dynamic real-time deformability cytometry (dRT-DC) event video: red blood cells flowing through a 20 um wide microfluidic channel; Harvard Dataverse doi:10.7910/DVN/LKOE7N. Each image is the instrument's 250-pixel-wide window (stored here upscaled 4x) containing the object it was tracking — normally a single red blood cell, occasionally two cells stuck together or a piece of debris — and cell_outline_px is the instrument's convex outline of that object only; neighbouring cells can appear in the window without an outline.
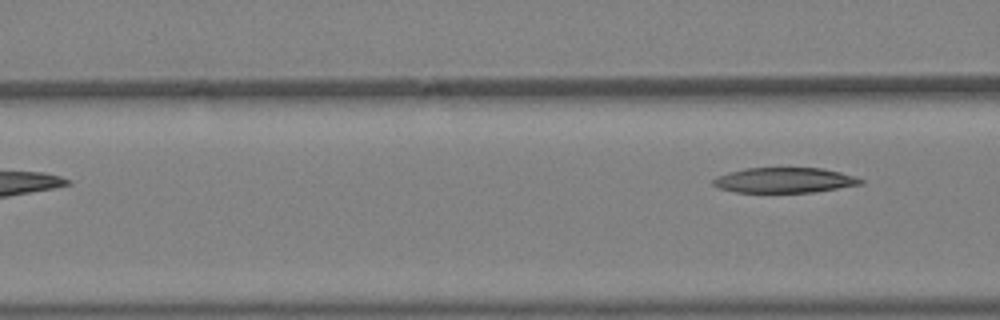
{"species": "Egyptian fruit bat (a non-hibernating species)", "species_latin": "Rousettus aegyptiacus", "temperature_condition": "warm", "stored_images_in_passage": 5, "camera_frame_rate_fps": 3000, "um_per_image_px": 0.085, "animal": {"sex": "female"}, "frame": {"image": 1, "passage_image": 5, "time_ms": 1.333, "image_size_px": [1000, 320], "cell_outline_px": [[864, 184], [816, 192], [736, 192], [720, 188], [712, 184], [712, 180], [716, 176], [728, 172], [744, 168], [820, 168], [840, 172], [864, 180]], "centroid_in_image_um": [66.67, 15.32], "position_along_channel_um": 99.9, "area_um2": 21.68}}